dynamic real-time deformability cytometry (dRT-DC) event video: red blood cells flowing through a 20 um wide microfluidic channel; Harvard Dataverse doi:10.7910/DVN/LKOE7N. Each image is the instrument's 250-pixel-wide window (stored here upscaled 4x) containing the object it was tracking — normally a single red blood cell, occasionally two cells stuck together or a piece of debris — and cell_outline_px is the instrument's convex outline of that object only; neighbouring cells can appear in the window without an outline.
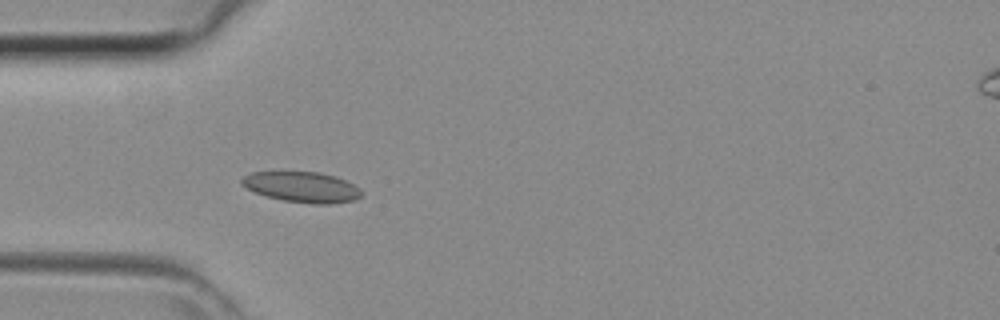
{"species": "common noctule bat (a hibernating species)", "species_latin": "Nyctalus noctula", "temperature_condition": "room temperature", "stored_images_in_passage": 33, "camera_frame_rate_fps": 3000, "um_per_image_px": 0.085, "animal": {"sex": "female", "body_mass_g": 29.2, "forearm_length_mm": 56.3}, "frame": {"image": 1, "passage_image": 2, "time_ms": 0.333, "image_size_px": [1000, 320], "cell_outline_px": [[364, 192], [356, 200], [332, 204], [312, 204], [284, 200], [264, 196], [240, 184], [240, 180], [244, 176], [252, 172], [320, 172], [336, 176], [360, 188]], "centroid_in_image_um": [25.69, 15.9], "position_along_channel_um": 59.3, "area_um2": 21.39}}
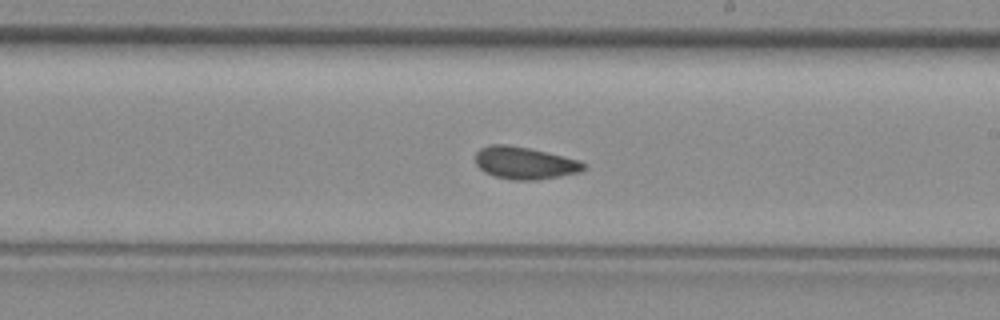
{"frame": {"image": 2, "passage_image": 14, "time_ms": 4.333, "image_size_px": [1000, 320], "cell_outline_px": [[588, 168], [580, 172], [560, 176], [536, 180], [512, 180], [492, 176], [484, 172], [476, 164], [476, 152], [480, 148], [492, 144], [508, 144], [528, 148], [580, 160], [588, 164]], "centroid_in_image_um": [44.62, 13.86], "position_along_channel_um": 244.4, "area_um2": 20.58}}
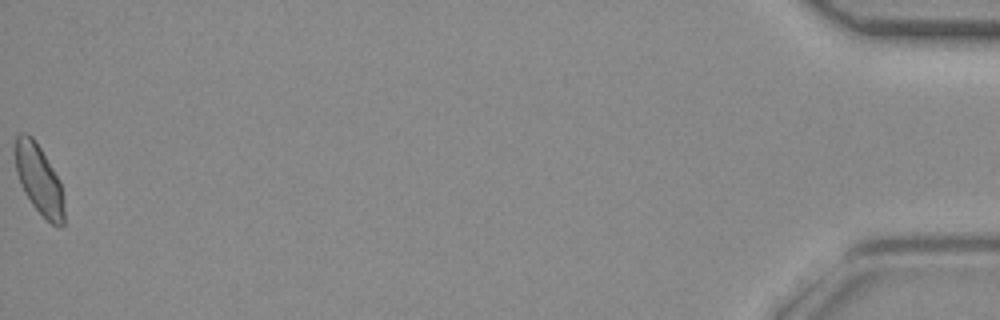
{"frame": {"image": 3, "passage_image": 33, "time_ms": 10.667, "image_size_px": [1000, 320], "cell_outline_px": [[64, 224], [60, 228], [52, 224], [32, 204], [24, 192], [20, 184], [16, 172], [12, 152], [12, 148], [16, 136], [20, 132], [28, 132], [32, 136], [40, 148], [60, 180], [64, 208]], "centroid_in_image_um": [3.26, 15.19], "position_along_channel_um": 431.9, "area_um2": 20.23}}